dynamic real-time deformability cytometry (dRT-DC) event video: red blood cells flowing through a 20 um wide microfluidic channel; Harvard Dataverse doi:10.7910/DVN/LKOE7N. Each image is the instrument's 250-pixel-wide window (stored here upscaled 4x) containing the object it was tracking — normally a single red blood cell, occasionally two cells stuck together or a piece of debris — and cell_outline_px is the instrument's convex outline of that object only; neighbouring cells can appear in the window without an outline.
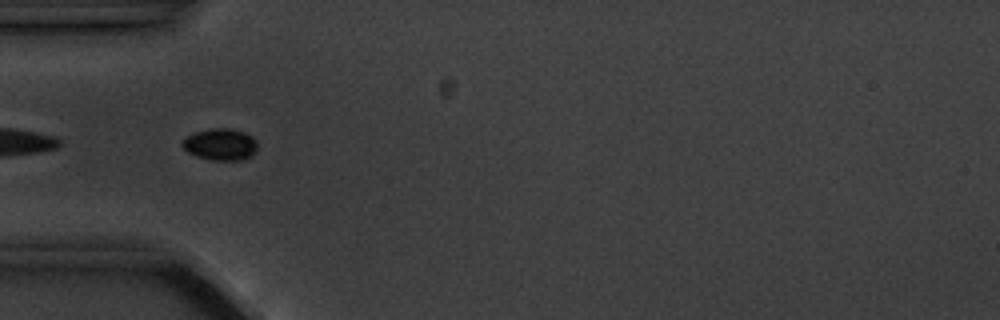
{"species": "common noctule bat (a hibernating species)", "species_latin": "Nyctalus noctula", "temperature_condition": "cold", "stored_images_in_passage": 4, "camera_frame_rate_fps": 3000, "um_per_image_px": 0.085, "animal": {"sex": "male", "body_mass_g": 20.1, "forearm_length_mm": 53.5}, "frame": {"image": 1, "passage_image": 2, "time_ms": 1.333, "image_size_px": [1000, 320], "cell_outline_px": [[256, 152], [252, 156], [244, 160], [208, 160], [196, 156], [188, 152], [180, 144], [188, 136], [196, 132], [212, 128], [228, 128], [244, 132], [252, 136], [256, 140]], "centroid_in_image_um": [18.76, 12.29], "position_along_channel_um": 66.2, "area_um2": 13.93}}